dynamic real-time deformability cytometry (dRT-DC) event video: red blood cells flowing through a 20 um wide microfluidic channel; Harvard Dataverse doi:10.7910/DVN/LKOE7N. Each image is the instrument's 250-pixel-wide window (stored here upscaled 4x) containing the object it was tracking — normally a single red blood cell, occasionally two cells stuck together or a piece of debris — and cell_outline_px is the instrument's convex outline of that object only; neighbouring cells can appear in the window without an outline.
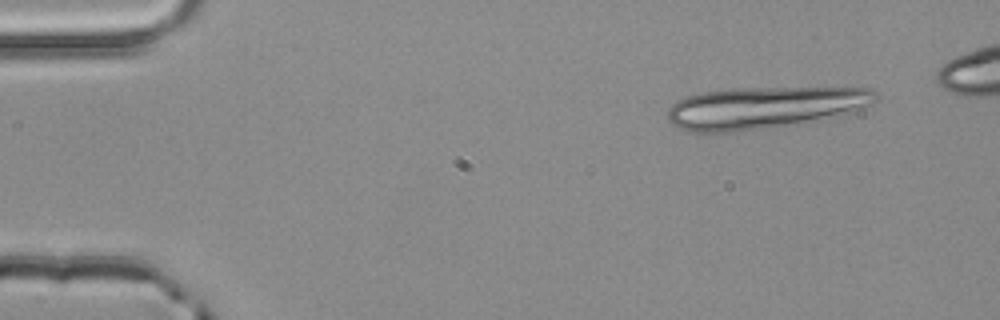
{"species": "common noctule bat (a hibernating species)", "species_latin": "Nyctalus noctula", "temperature_condition": "room temperature", "stored_images_in_passage": 4, "camera_frame_rate_fps": 3000, "um_per_image_px": 0.085, "animal": {"sex": "male", "body_mass_g": 20.4}, "frame": {"image": 1, "passage_image": 1, "time_ms": 0.0, "image_size_px": [1000, 320], "cell_outline_px": [[880, 96], [872, 104], [848, 116], [732, 132], [688, 132], [672, 124], [668, 120], [668, 108], [676, 100], [684, 96], [700, 92], [728, 88], [872, 88]], "centroid_in_image_um": [65.01, 9.14], "position_along_channel_um": 20.0, "area_um2": 51.44}}